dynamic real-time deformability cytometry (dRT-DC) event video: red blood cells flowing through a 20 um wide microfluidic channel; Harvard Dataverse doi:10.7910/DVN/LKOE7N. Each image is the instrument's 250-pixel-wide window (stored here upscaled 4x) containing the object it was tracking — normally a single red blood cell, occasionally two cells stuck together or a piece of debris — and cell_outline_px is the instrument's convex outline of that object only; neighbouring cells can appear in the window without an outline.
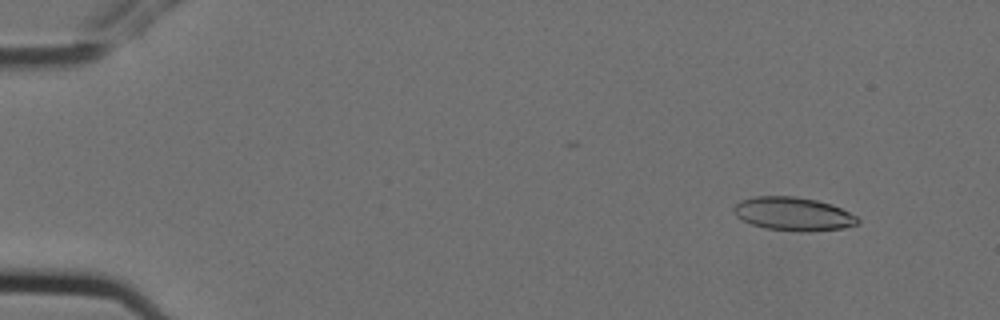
{"species": "Egyptian fruit bat (a non-hibernating species)", "species_latin": "Rousettus aegyptiacus", "temperature_condition": "cold", "stored_images_in_passage": 5, "camera_frame_rate_fps": 3000, "um_per_image_px": 0.085, "animal": {"sex": "female"}, "frame": {"image": 1, "passage_image": 2, "time_ms": 0.333, "image_size_px": [1000, 320], "cell_outline_px": [[860, 224], [844, 228], [812, 232], [796, 232], [764, 228], [752, 224], [736, 216], [732, 208], [740, 200], [756, 196], [796, 196], [816, 200], [832, 204], [856, 216], [860, 220]], "centroid_in_image_um": [67.45, 18.19], "position_along_channel_um": 17.6, "area_um2": 24.45}}
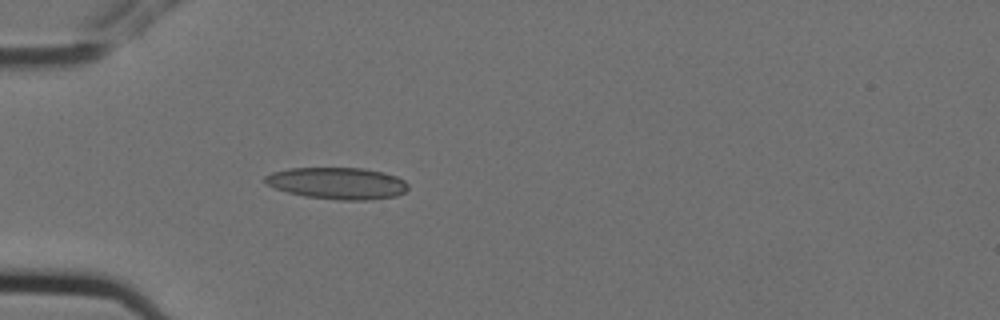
{"frame": {"image": 2, "passage_image": 5, "time_ms": 1.333, "image_size_px": [1000, 320], "cell_outline_px": [[408, 188], [404, 192], [396, 196], [368, 200], [340, 200], [304, 196], [288, 192], [276, 188], [268, 184], [264, 180], [264, 176], [272, 172], [288, 168], [364, 168], [384, 172], [396, 176], [404, 180], [408, 184]], "centroid_in_image_um": [28.7, 15.57], "position_along_channel_um": 56.3, "area_um2": 26.47}}